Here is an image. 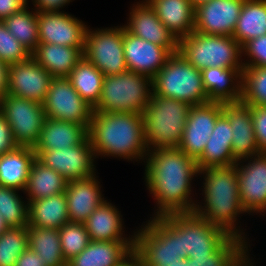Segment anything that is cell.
I'll return each mask as SVG.
<instances>
[{"label": "cell", "mask_w": 266, "mask_h": 266, "mask_svg": "<svg viewBox=\"0 0 266 266\" xmlns=\"http://www.w3.org/2000/svg\"><path fill=\"white\" fill-rule=\"evenodd\" d=\"M116 207L105 200L84 222L91 241H134L133 233L125 236L121 211Z\"/></svg>", "instance_id": "cell-24"}, {"label": "cell", "mask_w": 266, "mask_h": 266, "mask_svg": "<svg viewBox=\"0 0 266 266\" xmlns=\"http://www.w3.org/2000/svg\"><path fill=\"white\" fill-rule=\"evenodd\" d=\"M117 266H143L141 259L133 251L125 260H123Z\"/></svg>", "instance_id": "cell-50"}, {"label": "cell", "mask_w": 266, "mask_h": 266, "mask_svg": "<svg viewBox=\"0 0 266 266\" xmlns=\"http://www.w3.org/2000/svg\"><path fill=\"white\" fill-rule=\"evenodd\" d=\"M262 35H266V0H245L233 37L243 46Z\"/></svg>", "instance_id": "cell-34"}, {"label": "cell", "mask_w": 266, "mask_h": 266, "mask_svg": "<svg viewBox=\"0 0 266 266\" xmlns=\"http://www.w3.org/2000/svg\"><path fill=\"white\" fill-rule=\"evenodd\" d=\"M61 266H70L68 263H65V264H63V265H61Z\"/></svg>", "instance_id": "cell-56"}, {"label": "cell", "mask_w": 266, "mask_h": 266, "mask_svg": "<svg viewBox=\"0 0 266 266\" xmlns=\"http://www.w3.org/2000/svg\"><path fill=\"white\" fill-rule=\"evenodd\" d=\"M9 65L0 60V99L8 93Z\"/></svg>", "instance_id": "cell-49"}, {"label": "cell", "mask_w": 266, "mask_h": 266, "mask_svg": "<svg viewBox=\"0 0 266 266\" xmlns=\"http://www.w3.org/2000/svg\"><path fill=\"white\" fill-rule=\"evenodd\" d=\"M27 248V227H10L0 235V266H14Z\"/></svg>", "instance_id": "cell-40"}, {"label": "cell", "mask_w": 266, "mask_h": 266, "mask_svg": "<svg viewBox=\"0 0 266 266\" xmlns=\"http://www.w3.org/2000/svg\"><path fill=\"white\" fill-rule=\"evenodd\" d=\"M241 101L266 106V67H243Z\"/></svg>", "instance_id": "cell-39"}, {"label": "cell", "mask_w": 266, "mask_h": 266, "mask_svg": "<svg viewBox=\"0 0 266 266\" xmlns=\"http://www.w3.org/2000/svg\"><path fill=\"white\" fill-rule=\"evenodd\" d=\"M88 136L96 159L107 156L139 162L148 153L141 114L93 111Z\"/></svg>", "instance_id": "cell-3"}, {"label": "cell", "mask_w": 266, "mask_h": 266, "mask_svg": "<svg viewBox=\"0 0 266 266\" xmlns=\"http://www.w3.org/2000/svg\"><path fill=\"white\" fill-rule=\"evenodd\" d=\"M201 175L204 179L201 193L204 196V203L196 202L193 212L206 219L211 225L223 229L230 236L245 241L250 247L246 234L237 221L240 214L247 212L239 198L236 164L207 167L199 170L198 176L201 177Z\"/></svg>", "instance_id": "cell-2"}, {"label": "cell", "mask_w": 266, "mask_h": 266, "mask_svg": "<svg viewBox=\"0 0 266 266\" xmlns=\"http://www.w3.org/2000/svg\"><path fill=\"white\" fill-rule=\"evenodd\" d=\"M123 46L128 71L153 78L166 64L171 53L157 44L129 33L125 27Z\"/></svg>", "instance_id": "cell-20"}, {"label": "cell", "mask_w": 266, "mask_h": 266, "mask_svg": "<svg viewBox=\"0 0 266 266\" xmlns=\"http://www.w3.org/2000/svg\"><path fill=\"white\" fill-rule=\"evenodd\" d=\"M67 182L68 180L61 174L35 158L23 193L26 194L27 203H29L65 192Z\"/></svg>", "instance_id": "cell-32"}, {"label": "cell", "mask_w": 266, "mask_h": 266, "mask_svg": "<svg viewBox=\"0 0 266 266\" xmlns=\"http://www.w3.org/2000/svg\"><path fill=\"white\" fill-rule=\"evenodd\" d=\"M9 228L10 227L7 225V223L3 219V216L0 214V235L3 234Z\"/></svg>", "instance_id": "cell-52"}, {"label": "cell", "mask_w": 266, "mask_h": 266, "mask_svg": "<svg viewBox=\"0 0 266 266\" xmlns=\"http://www.w3.org/2000/svg\"><path fill=\"white\" fill-rule=\"evenodd\" d=\"M164 216L181 232L182 253L187 257L210 256L231 237L194 212Z\"/></svg>", "instance_id": "cell-9"}, {"label": "cell", "mask_w": 266, "mask_h": 266, "mask_svg": "<svg viewBox=\"0 0 266 266\" xmlns=\"http://www.w3.org/2000/svg\"><path fill=\"white\" fill-rule=\"evenodd\" d=\"M178 51L196 69H243L242 46L233 36L205 35L197 31L179 40Z\"/></svg>", "instance_id": "cell-7"}, {"label": "cell", "mask_w": 266, "mask_h": 266, "mask_svg": "<svg viewBox=\"0 0 266 266\" xmlns=\"http://www.w3.org/2000/svg\"><path fill=\"white\" fill-rule=\"evenodd\" d=\"M251 106L254 134L260 153H266V106Z\"/></svg>", "instance_id": "cell-44"}, {"label": "cell", "mask_w": 266, "mask_h": 266, "mask_svg": "<svg viewBox=\"0 0 266 266\" xmlns=\"http://www.w3.org/2000/svg\"><path fill=\"white\" fill-rule=\"evenodd\" d=\"M236 170L239 198L243 208L250 215L260 213L264 216L262 213L266 210V153L240 159L236 163Z\"/></svg>", "instance_id": "cell-14"}, {"label": "cell", "mask_w": 266, "mask_h": 266, "mask_svg": "<svg viewBox=\"0 0 266 266\" xmlns=\"http://www.w3.org/2000/svg\"><path fill=\"white\" fill-rule=\"evenodd\" d=\"M223 114L222 103L209 101L191 106L178 148L198 160L211 136L217 119Z\"/></svg>", "instance_id": "cell-15"}, {"label": "cell", "mask_w": 266, "mask_h": 266, "mask_svg": "<svg viewBox=\"0 0 266 266\" xmlns=\"http://www.w3.org/2000/svg\"><path fill=\"white\" fill-rule=\"evenodd\" d=\"M28 247L41 255L46 266H61L67 263L63 257L60 232L56 228L27 226Z\"/></svg>", "instance_id": "cell-35"}, {"label": "cell", "mask_w": 266, "mask_h": 266, "mask_svg": "<svg viewBox=\"0 0 266 266\" xmlns=\"http://www.w3.org/2000/svg\"><path fill=\"white\" fill-rule=\"evenodd\" d=\"M43 108L48 118L74 122L89 129L93 107L80 97L67 78L52 79Z\"/></svg>", "instance_id": "cell-12"}, {"label": "cell", "mask_w": 266, "mask_h": 266, "mask_svg": "<svg viewBox=\"0 0 266 266\" xmlns=\"http://www.w3.org/2000/svg\"><path fill=\"white\" fill-rule=\"evenodd\" d=\"M24 6L21 0H0V20L11 16Z\"/></svg>", "instance_id": "cell-48"}, {"label": "cell", "mask_w": 266, "mask_h": 266, "mask_svg": "<svg viewBox=\"0 0 266 266\" xmlns=\"http://www.w3.org/2000/svg\"><path fill=\"white\" fill-rule=\"evenodd\" d=\"M25 5H28L29 3V1L28 0H21Z\"/></svg>", "instance_id": "cell-55"}, {"label": "cell", "mask_w": 266, "mask_h": 266, "mask_svg": "<svg viewBox=\"0 0 266 266\" xmlns=\"http://www.w3.org/2000/svg\"><path fill=\"white\" fill-rule=\"evenodd\" d=\"M136 3L130 8L125 29L134 36L164 47L171 54L177 52L179 41L159 20L150 4L146 0Z\"/></svg>", "instance_id": "cell-19"}, {"label": "cell", "mask_w": 266, "mask_h": 266, "mask_svg": "<svg viewBox=\"0 0 266 266\" xmlns=\"http://www.w3.org/2000/svg\"><path fill=\"white\" fill-rule=\"evenodd\" d=\"M134 251V241H91L70 266H117Z\"/></svg>", "instance_id": "cell-27"}, {"label": "cell", "mask_w": 266, "mask_h": 266, "mask_svg": "<svg viewBox=\"0 0 266 266\" xmlns=\"http://www.w3.org/2000/svg\"><path fill=\"white\" fill-rule=\"evenodd\" d=\"M36 158L68 181L87 179L96 173V157L89 136L76 146L43 150Z\"/></svg>", "instance_id": "cell-13"}, {"label": "cell", "mask_w": 266, "mask_h": 266, "mask_svg": "<svg viewBox=\"0 0 266 266\" xmlns=\"http://www.w3.org/2000/svg\"><path fill=\"white\" fill-rule=\"evenodd\" d=\"M59 232L61 250L66 262L80 254L91 242L84 223L69 221L59 228Z\"/></svg>", "instance_id": "cell-41"}, {"label": "cell", "mask_w": 266, "mask_h": 266, "mask_svg": "<svg viewBox=\"0 0 266 266\" xmlns=\"http://www.w3.org/2000/svg\"><path fill=\"white\" fill-rule=\"evenodd\" d=\"M19 191L0 186V214L9 227L28 226V203Z\"/></svg>", "instance_id": "cell-38"}, {"label": "cell", "mask_w": 266, "mask_h": 266, "mask_svg": "<svg viewBox=\"0 0 266 266\" xmlns=\"http://www.w3.org/2000/svg\"><path fill=\"white\" fill-rule=\"evenodd\" d=\"M104 77L97 67L82 57L67 79L80 97L94 108L101 97Z\"/></svg>", "instance_id": "cell-33"}, {"label": "cell", "mask_w": 266, "mask_h": 266, "mask_svg": "<svg viewBox=\"0 0 266 266\" xmlns=\"http://www.w3.org/2000/svg\"><path fill=\"white\" fill-rule=\"evenodd\" d=\"M8 94L43 104L52 75L32 57L9 65Z\"/></svg>", "instance_id": "cell-18"}, {"label": "cell", "mask_w": 266, "mask_h": 266, "mask_svg": "<svg viewBox=\"0 0 266 266\" xmlns=\"http://www.w3.org/2000/svg\"><path fill=\"white\" fill-rule=\"evenodd\" d=\"M18 147L9 123L0 112V155L10 153Z\"/></svg>", "instance_id": "cell-45"}, {"label": "cell", "mask_w": 266, "mask_h": 266, "mask_svg": "<svg viewBox=\"0 0 266 266\" xmlns=\"http://www.w3.org/2000/svg\"><path fill=\"white\" fill-rule=\"evenodd\" d=\"M236 163L232 152V128L229 120L222 114L215 123L202 156L197 160L198 169L230 166Z\"/></svg>", "instance_id": "cell-26"}, {"label": "cell", "mask_w": 266, "mask_h": 266, "mask_svg": "<svg viewBox=\"0 0 266 266\" xmlns=\"http://www.w3.org/2000/svg\"><path fill=\"white\" fill-rule=\"evenodd\" d=\"M25 5L3 21L12 35L31 53L39 43L37 11ZM34 10V11H32Z\"/></svg>", "instance_id": "cell-36"}, {"label": "cell", "mask_w": 266, "mask_h": 266, "mask_svg": "<svg viewBox=\"0 0 266 266\" xmlns=\"http://www.w3.org/2000/svg\"><path fill=\"white\" fill-rule=\"evenodd\" d=\"M152 78L132 71L105 76L96 112L143 113L152 97Z\"/></svg>", "instance_id": "cell-8"}, {"label": "cell", "mask_w": 266, "mask_h": 266, "mask_svg": "<svg viewBox=\"0 0 266 266\" xmlns=\"http://www.w3.org/2000/svg\"><path fill=\"white\" fill-rule=\"evenodd\" d=\"M245 0H210L195 8L194 31L233 36Z\"/></svg>", "instance_id": "cell-17"}, {"label": "cell", "mask_w": 266, "mask_h": 266, "mask_svg": "<svg viewBox=\"0 0 266 266\" xmlns=\"http://www.w3.org/2000/svg\"><path fill=\"white\" fill-rule=\"evenodd\" d=\"M37 12H60L72 0H31ZM74 1V0H73Z\"/></svg>", "instance_id": "cell-46"}, {"label": "cell", "mask_w": 266, "mask_h": 266, "mask_svg": "<svg viewBox=\"0 0 266 266\" xmlns=\"http://www.w3.org/2000/svg\"><path fill=\"white\" fill-rule=\"evenodd\" d=\"M14 266H46L45 261L41 259V255L35 253L31 248H27L17 258Z\"/></svg>", "instance_id": "cell-47"}, {"label": "cell", "mask_w": 266, "mask_h": 266, "mask_svg": "<svg viewBox=\"0 0 266 266\" xmlns=\"http://www.w3.org/2000/svg\"><path fill=\"white\" fill-rule=\"evenodd\" d=\"M31 57L49 72L53 78H67L78 61L83 57L79 48L38 43Z\"/></svg>", "instance_id": "cell-29"}, {"label": "cell", "mask_w": 266, "mask_h": 266, "mask_svg": "<svg viewBox=\"0 0 266 266\" xmlns=\"http://www.w3.org/2000/svg\"><path fill=\"white\" fill-rule=\"evenodd\" d=\"M96 174L87 179L67 182L65 195L70 222L84 223L106 199Z\"/></svg>", "instance_id": "cell-22"}, {"label": "cell", "mask_w": 266, "mask_h": 266, "mask_svg": "<svg viewBox=\"0 0 266 266\" xmlns=\"http://www.w3.org/2000/svg\"><path fill=\"white\" fill-rule=\"evenodd\" d=\"M88 136V130L77 123L46 118L38 141L33 147L36 157L43 150L76 146Z\"/></svg>", "instance_id": "cell-25"}, {"label": "cell", "mask_w": 266, "mask_h": 266, "mask_svg": "<svg viewBox=\"0 0 266 266\" xmlns=\"http://www.w3.org/2000/svg\"><path fill=\"white\" fill-rule=\"evenodd\" d=\"M0 112L9 123L17 145L33 148L47 118L43 104L7 93L0 99Z\"/></svg>", "instance_id": "cell-11"}, {"label": "cell", "mask_w": 266, "mask_h": 266, "mask_svg": "<svg viewBox=\"0 0 266 266\" xmlns=\"http://www.w3.org/2000/svg\"><path fill=\"white\" fill-rule=\"evenodd\" d=\"M65 11L37 12L39 43L79 48L84 52L87 25Z\"/></svg>", "instance_id": "cell-16"}, {"label": "cell", "mask_w": 266, "mask_h": 266, "mask_svg": "<svg viewBox=\"0 0 266 266\" xmlns=\"http://www.w3.org/2000/svg\"><path fill=\"white\" fill-rule=\"evenodd\" d=\"M249 251L248 249L233 266H256L254 262H251Z\"/></svg>", "instance_id": "cell-51"}, {"label": "cell", "mask_w": 266, "mask_h": 266, "mask_svg": "<svg viewBox=\"0 0 266 266\" xmlns=\"http://www.w3.org/2000/svg\"><path fill=\"white\" fill-rule=\"evenodd\" d=\"M179 41L194 31L195 8L189 0H146Z\"/></svg>", "instance_id": "cell-28"}, {"label": "cell", "mask_w": 266, "mask_h": 266, "mask_svg": "<svg viewBox=\"0 0 266 266\" xmlns=\"http://www.w3.org/2000/svg\"><path fill=\"white\" fill-rule=\"evenodd\" d=\"M36 155L31 147H18L0 155V186L24 192Z\"/></svg>", "instance_id": "cell-30"}, {"label": "cell", "mask_w": 266, "mask_h": 266, "mask_svg": "<svg viewBox=\"0 0 266 266\" xmlns=\"http://www.w3.org/2000/svg\"><path fill=\"white\" fill-rule=\"evenodd\" d=\"M69 222L65 192L28 203V225L41 228H61Z\"/></svg>", "instance_id": "cell-31"}, {"label": "cell", "mask_w": 266, "mask_h": 266, "mask_svg": "<svg viewBox=\"0 0 266 266\" xmlns=\"http://www.w3.org/2000/svg\"><path fill=\"white\" fill-rule=\"evenodd\" d=\"M153 93L186 102L190 106L209 102L202 73L179 51L172 53L166 64L152 78Z\"/></svg>", "instance_id": "cell-6"}, {"label": "cell", "mask_w": 266, "mask_h": 266, "mask_svg": "<svg viewBox=\"0 0 266 266\" xmlns=\"http://www.w3.org/2000/svg\"><path fill=\"white\" fill-rule=\"evenodd\" d=\"M248 248L245 241L231 236L210 256L187 257L188 266H233Z\"/></svg>", "instance_id": "cell-37"}, {"label": "cell", "mask_w": 266, "mask_h": 266, "mask_svg": "<svg viewBox=\"0 0 266 266\" xmlns=\"http://www.w3.org/2000/svg\"><path fill=\"white\" fill-rule=\"evenodd\" d=\"M134 252L143 266H167L187 259L182 253L181 232L165 216L150 217L136 229Z\"/></svg>", "instance_id": "cell-5"}, {"label": "cell", "mask_w": 266, "mask_h": 266, "mask_svg": "<svg viewBox=\"0 0 266 266\" xmlns=\"http://www.w3.org/2000/svg\"><path fill=\"white\" fill-rule=\"evenodd\" d=\"M191 4L193 5L194 8L198 7L199 5L206 3L207 1L210 0H189Z\"/></svg>", "instance_id": "cell-54"}, {"label": "cell", "mask_w": 266, "mask_h": 266, "mask_svg": "<svg viewBox=\"0 0 266 266\" xmlns=\"http://www.w3.org/2000/svg\"><path fill=\"white\" fill-rule=\"evenodd\" d=\"M167 266H188V260L182 259L179 262L167 263Z\"/></svg>", "instance_id": "cell-53"}, {"label": "cell", "mask_w": 266, "mask_h": 266, "mask_svg": "<svg viewBox=\"0 0 266 266\" xmlns=\"http://www.w3.org/2000/svg\"><path fill=\"white\" fill-rule=\"evenodd\" d=\"M113 27L93 30L88 26L85 34L83 57L105 76L128 71L123 46L124 25Z\"/></svg>", "instance_id": "cell-10"}, {"label": "cell", "mask_w": 266, "mask_h": 266, "mask_svg": "<svg viewBox=\"0 0 266 266\" xmlns=\"http://www.w3.org/2000/svg\"><path fill=\"white\" fill-rule=\"evenodd\" d=\"M145 160V186L157 205L152 217L193 212L198 200L192 199L191 182L199 175L197 161L179 148L148 151Z\"/></svg>", "instance_id": "cell-1"}, {"label": "cell", "mask_w": 266, "mask_h": 266, "mask_svg": "<svg viewBox=\"0 0 266 266\" xmlns=\"http://www.w3.org/2000/svg\"><path fill=\"white\" fill-rule=\"evenodd\" d=\"M190 107L186 102L152 94L142 113L148 151L178 148Z\"/></svg>", "instance_id": "cell-4"}, {"label": "cell", "mask_w": 266, "mask_h": 266, "mask_svg": "<svg viewBox=\"0 0 266 266\" xmlns=\"http://www.w3.org/2000/svg\"><path fill=\"white\" fill-rule=\"evenodd\" d=\"M31 57V52L25 48L0 20V60L8 65L24 62Z\"/></svg>", "instance_id": "cell-42"}, {"label": "cell", "mask_w": 266, "mask_h": 266, "mask_svg": "<svg viewBox=\"0 0 266 266\" xmlns=\"http://www.w3.org/2000/svg\"><path fill=\"white\" fill-rule=\"evenodd\" d=\"M242 56H247L246 60L242 59L243 67H266V35L246 42L242 46Z\"/></svg>", "instance_id": "cell-43"}, {"label": "cell", "mask_w": 266, "mask_h": 266, "mask_svg": "<svg viewBox=\"0 0 266 266\" xmlns=\"http://www.w3.org/2000/svg\"><path fill=\"white\" fill-rule=\"evenodd\" d=\"M243 69L209 67L201 71L208 100L231 103L242 99Z\"/></svg>", "instance_id": "cell-23"}, {"label": "cell", "mask_w": 266, "mask_h": 266, "mask_svg": "<svg viewBox=\"0 0 266 266\" xmlns=\"http://www.w3.org/2000/svg\"><path fill=\"white\" fill-rule=\"evenodd\" d=\"M222 109L232 128L233 157L239 161L260 154L254 134L251 106L239 101L222 103Z\"/></svg>", "instance_id": "cell-21"}]
</instances>
